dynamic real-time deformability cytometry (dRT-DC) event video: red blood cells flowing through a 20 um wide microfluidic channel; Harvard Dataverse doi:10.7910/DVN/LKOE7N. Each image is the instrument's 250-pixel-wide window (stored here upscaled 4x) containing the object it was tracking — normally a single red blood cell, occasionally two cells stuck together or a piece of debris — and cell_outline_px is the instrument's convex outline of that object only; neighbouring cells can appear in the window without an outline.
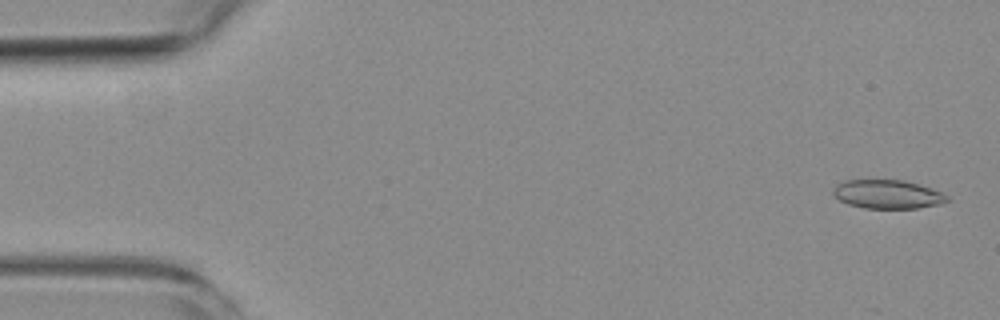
{"species": "common noctule bat (a hibernating species)", "species_latin": "Nyctalus noctula", "temperature_condition": "room temperature", "stored_images_in_passage": 4, "camera_frame_rate_fps": 3000, "um_per_image_px": 0.085, "animal": {"sex": "female", "body_mass_g": 19.3, "forearm_length_mm": 54.1}, "frame": {"image": 1, "passage_image": 1, "time_ms": 0.0, "image_size_px": [1000, 320], "cell_outline_px": [[952, 200], [940, 204], [916, 208], [864, 208], [848, 204], [840, 200], [832, 192], [832, 188], [836, 184], [844, 180], [904, 180], [920, 184], [932, 188], [948, 196]], "centroid_in_image_um": [75.45, 16.5], "position_along_channel_um": 9.5, "area_um2": 19.19}}